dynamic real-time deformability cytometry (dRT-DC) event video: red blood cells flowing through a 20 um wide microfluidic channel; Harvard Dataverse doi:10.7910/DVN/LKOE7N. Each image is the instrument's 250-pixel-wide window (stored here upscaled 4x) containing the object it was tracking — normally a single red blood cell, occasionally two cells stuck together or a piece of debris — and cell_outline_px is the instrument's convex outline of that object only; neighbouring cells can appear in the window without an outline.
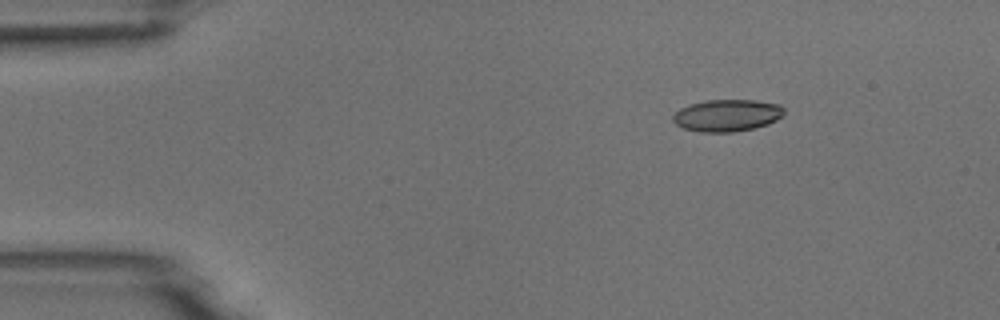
{"species": "common noctule bat (a hibernating species)", "species_latin": "Nyctalus noctula", "temperature_condition": "room temperature", "stored_images_in_passage": 7, "camera_frame_rate_fps": 3000, "um_per_image_px": 0.085, "animal": {"sex": "male", "body_mass_g": 18.8}, "frame": {"image": 1, "passage_image": 3, "time_ms": 2.333, "image_size_px": [1000, 320], "cell_outline_px": [[784, 116], [768, 124], [752, 128], [732, 132], [700, 132], [684, 128], [676, 124], [672, 120], [672, 116], [680, 108], [688, 104], [708, 100], [756, 100], [780, 104], [784, 108]], "centroid_in_image_um": [61.81, 9.8], "position_along_channel_um": 23.2, "area_um2": 20.81}}
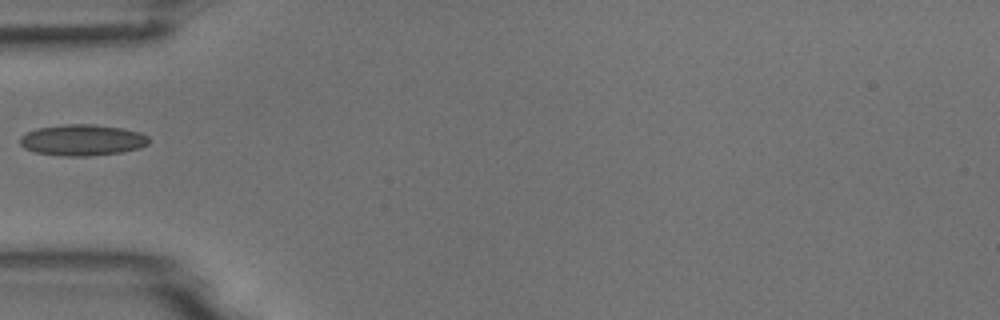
{"frame": {"image": 2, "passage_image": 6, "time_ms": 5.667, "image_size_px": [1000, 320], "cell_outline_px": [[148, 144], [140, 148], [120, 152], [92, 156], [64, 156], [36, 152], [24, 148], [20, 144], [20, 136], [28, 132], [40, 128], [64, 124], [92, 124], [120, 128], [140, 132], [148, 136]], "centroid_in_image_um": [7.0, 11.91], "position_along_channel_um": 78.0, "area_um2": 23.24}}